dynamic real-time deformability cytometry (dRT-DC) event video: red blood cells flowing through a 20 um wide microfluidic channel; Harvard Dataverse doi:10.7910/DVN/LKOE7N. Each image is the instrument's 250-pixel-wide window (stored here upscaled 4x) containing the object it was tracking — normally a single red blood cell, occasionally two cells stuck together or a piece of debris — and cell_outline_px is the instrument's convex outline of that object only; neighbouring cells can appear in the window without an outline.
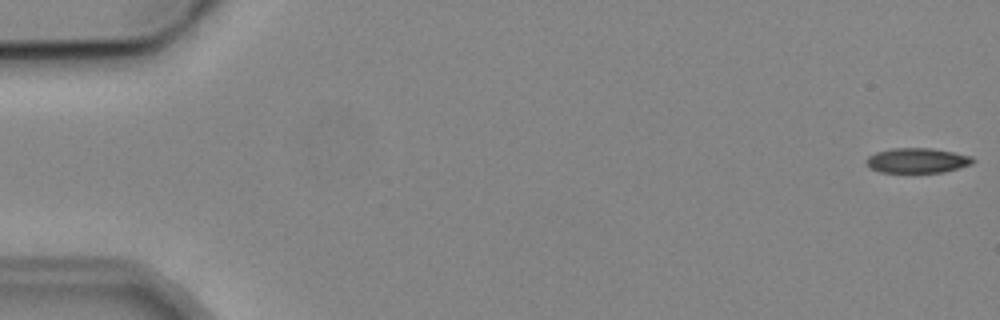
{"species": "common noctule bat (a hibernating species)", "species_latin": "Nyctalus noctula", "temperature_condition": "cold", "stored_images_in_passage": 5, "camera_frame_rate_fps": 3000, "um_per_image_px": 0.085, "animal": {"sex": "male", "body_mass_g": 19.2, "forearm_length_mm": 51.8}, "frame": {"image": 1, "passage_image": 1, "time_ms": 0.0, "image_size_px": [1000, 320], "cell_outline_px": [[976, 160], [972, 164], [960, 168], [944, 172], [880, 172], [872, 168], [864, 160], [868, 156], [876, 152], [892, 148], [932, 148], [972, 156]], "centroid_in_image_um": [78.0, 13.64], "position_along_channel_um": 7.0, "area_um2": 15.49}}